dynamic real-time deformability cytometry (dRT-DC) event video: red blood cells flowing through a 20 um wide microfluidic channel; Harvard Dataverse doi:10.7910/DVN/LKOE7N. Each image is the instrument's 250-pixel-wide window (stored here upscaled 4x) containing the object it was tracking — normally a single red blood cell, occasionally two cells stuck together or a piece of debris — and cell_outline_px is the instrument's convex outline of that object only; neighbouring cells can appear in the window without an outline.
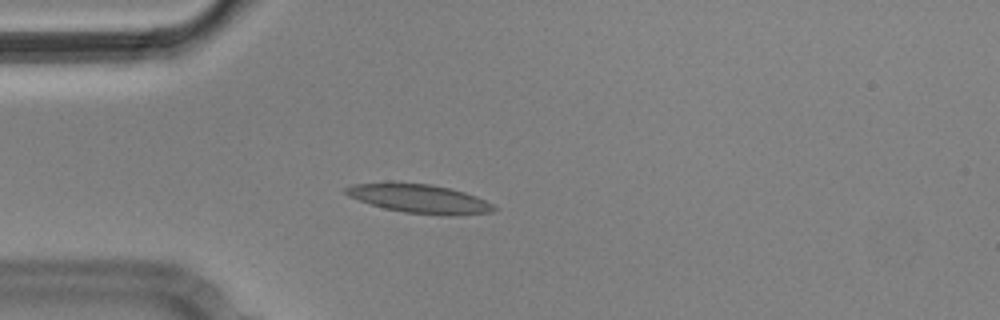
{"species": "Egyptian fruit bat (a non-hibernating species)", "species_latin": "Rousettus aegyptiacus", "temperature_condition": "cold", "stored_images_in_passage": 2, "camera_frame_rate_fps": 3000, "um_per_image_px": 0.085, "animal": {"sex": "male"}, "frame": {"image": 1, "passage_image": 2, "time_ms": 0.333, "image_size_px": [1000, 320], "cell_outline_px": [[496, 208], [492, 212], [452, 216], [440, 216], [404, 212], [384, 208], [348, 196], [344, 192], [344, 188], [352, 184], [428, 184], [448, 188], [464, 192], [476, 196], [492, 204]], "centroid_in_image_um": [35.69, 16.92], "position_along_channel_um": 49.3, "area_um2": 24.28}}